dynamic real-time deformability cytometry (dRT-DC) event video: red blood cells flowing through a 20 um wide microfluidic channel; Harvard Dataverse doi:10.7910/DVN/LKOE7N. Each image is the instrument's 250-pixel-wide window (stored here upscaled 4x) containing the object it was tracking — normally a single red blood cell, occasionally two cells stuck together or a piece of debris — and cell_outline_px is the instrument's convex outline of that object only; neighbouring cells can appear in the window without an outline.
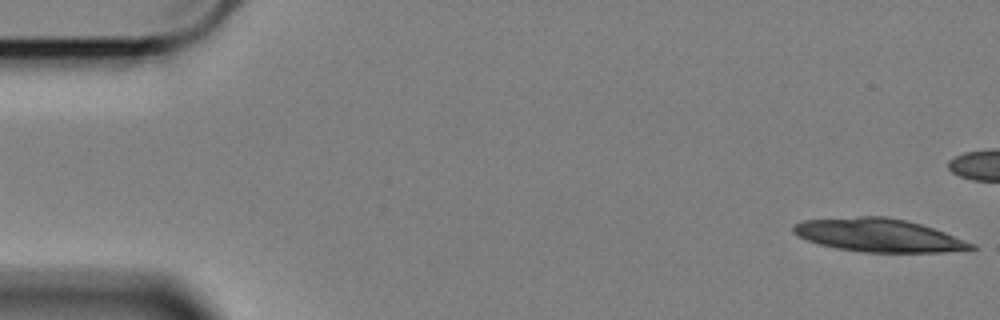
{"species": "Egyptian fruit bat (a non-hibernating species)", "species_latin": "Rousettus aegyptiacus", "temperature_condition": "cold", "stored_images_in_passage": 28, "camera_frame_rate_fps": 3000, "um_per_image_px": 0.085, "animal": {"sex": "female"}, "frame": {"image": 1, "passage_image": 1, "time_ms": 0.0, "image_size_px": [1000, 320], "cell_outline_px": [[976, 248], [944, 252], [864, 252], [836, 248], [820, 244], [808, 240], [792, 232], [792, 228], [796, 224], [804, 220], [860, 216], [884, 216], [904, 220], [920, 224], [944, 232], [976, 244]], "centroid_in_image_um": [74.69, 20.0], "position_along_channel_um": 10.3, "area_um2": 33.99}}